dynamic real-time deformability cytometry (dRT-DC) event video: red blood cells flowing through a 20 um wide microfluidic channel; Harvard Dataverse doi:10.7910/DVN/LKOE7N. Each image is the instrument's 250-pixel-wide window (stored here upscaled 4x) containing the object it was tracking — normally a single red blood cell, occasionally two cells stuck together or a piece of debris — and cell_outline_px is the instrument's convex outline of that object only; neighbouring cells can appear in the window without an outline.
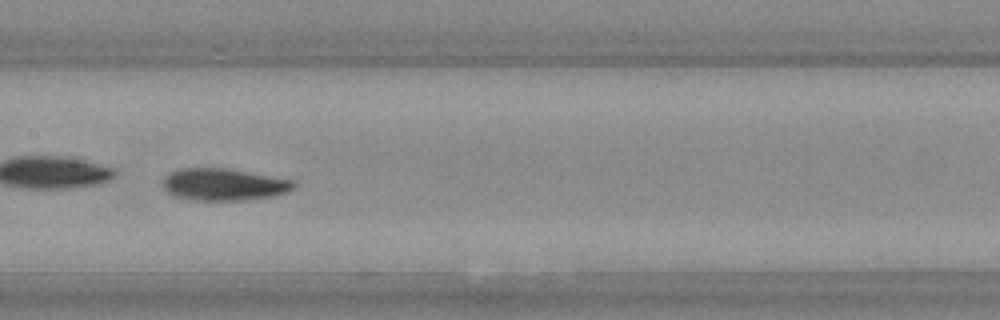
{"species": "Egyptian fruit bat (a non-hibernating species)", "species_latin": "Rousettus aegyptiacus", "temperature_condition": "warm", "stored_images_in_passage": 46, "camera_frame_rate_fps": 3000, "um_per_image_px": 0.085, "animal": {"sex": "female"}, "frame": {"image": 1, "passage_image": 20, "time_ms": 6.333, "image_size_px": [1000, 320], "cell_outline_px": [[296, 188], [288, 192], [272, 196], [248, 200], [192, 200], [176, 196], [168, 192], [164, 188], [164, 180], [172, 172], [180, 168], [228, 168], [296, 180]], "centroid_in_image_um": [19.12, 15.68], "position_along_channel_um": 188.3, "area_um2": 24.51}, "authors_computed_cell_mechanics": {"area_um2": 24.8251, "velocity_mm_per_s": 3.685, "shape_relaxation_time_tau1_ms": 5.6306, "shape_relaxation_time_tau2_ms": 2.0639, "deformation_change_tau1": 0.2019, "deformation_change_tau2": 0.0683}}